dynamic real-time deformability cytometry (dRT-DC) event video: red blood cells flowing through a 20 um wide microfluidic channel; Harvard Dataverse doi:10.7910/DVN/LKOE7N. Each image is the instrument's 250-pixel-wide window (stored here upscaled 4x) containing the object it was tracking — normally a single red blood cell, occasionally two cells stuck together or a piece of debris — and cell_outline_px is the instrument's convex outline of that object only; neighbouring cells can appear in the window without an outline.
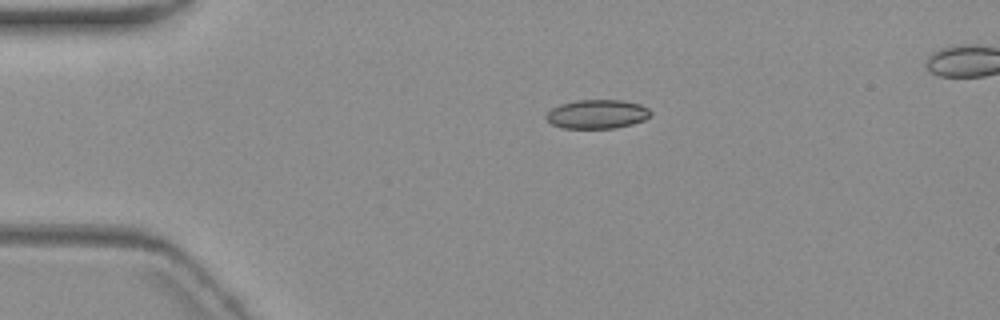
{"species": "common noctule bat (a hibernating species)", "species_latin": "Nyctalus noctula", "temperature_condition": "warm", "stored_images_in_passage": 4, "segment_of_instrument_passage": [1, 2], "camera_frame_rate_fps": 3000, "um_per_image_px": 0.085, "animal": {"sex": "female", "body_mass_g": 19.3, "forearm_length_mm": 54.1}, "frame": {"image": 1, "passage_image": 2, "time_ms": 1.333, "image_size_px": [1000, 320], "cell_outline_px": [[652, 116], [644, 120], [632, 124], [616, 128], [564, 128], [552, 124], [544, 116], [552, 108], [560, 104], [580, 100], [624, 100], [640, 104], [648, 108], [652, 112]], "centroid_in_image_um": [50.8, 9.7], "position_along_channel_um": 34.2, "area_um2": 17.69}}